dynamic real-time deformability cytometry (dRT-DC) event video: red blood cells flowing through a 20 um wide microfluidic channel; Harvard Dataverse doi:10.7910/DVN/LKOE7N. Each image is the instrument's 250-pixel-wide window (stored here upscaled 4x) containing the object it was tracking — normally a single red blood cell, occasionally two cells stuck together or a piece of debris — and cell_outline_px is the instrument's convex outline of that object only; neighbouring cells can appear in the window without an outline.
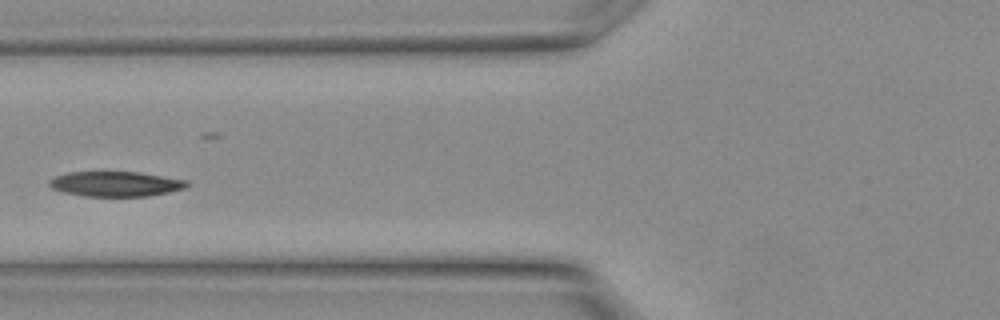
{"species": "Egyptian fruit bat (a non-hibernating species)", "species_latin": "Rousettus aegyptiacus", "temperature_condition": "warm", "stored_images_in_passage": 26, "camera_frame_rate_fps": 3000, "um_per_image_px": 0.085, "animal": {"sex": "female"}, "frame": {"image": 1, "passage_image": 8, "time_ms": 2.333, "image_size_px": [1000, 320], "cell_outline_px": [[188, 184], [184, 188], [168, 192], [148, 196], [84, 196], [64, 192], [52, 188], [48, 184], [48, 180], [56, 176], [68, 172], [136, 172], [184, 180]], "centroid_in_image_um": [9.75, 15.64], "position_along_channel_um": 116.0, "area_um2": 19.71}}